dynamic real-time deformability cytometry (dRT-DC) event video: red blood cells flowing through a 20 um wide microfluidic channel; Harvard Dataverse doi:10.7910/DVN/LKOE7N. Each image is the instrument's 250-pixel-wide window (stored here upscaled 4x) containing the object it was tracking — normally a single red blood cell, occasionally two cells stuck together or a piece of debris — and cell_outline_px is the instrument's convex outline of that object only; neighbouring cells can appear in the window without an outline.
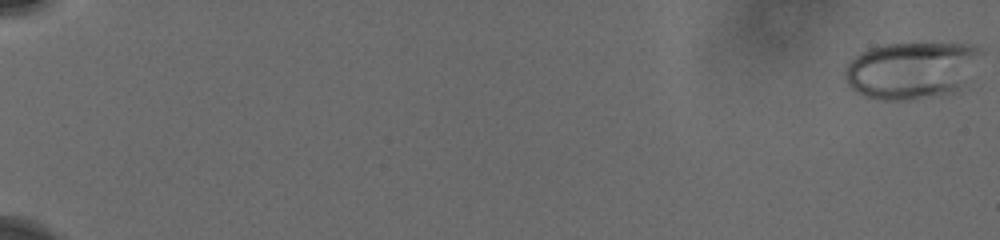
{"species": "human", "species_latin": "Homo sapiens", "temperature_condition": "cold", "stored_images_in_passage": 25, "camera_frame_rate_fps": 3000, "um_per_image_px": 0.085, "donor": {"sex": "male"}, "frame": {"image": 1, "passage_image": 1, "time_ms": 0.0, "image_size_px": [1000, 240], "cell_outline_px": [[980, 52], [964, 80], [952, 92], [936, 96], [908, 100], [880, 100], [864, 96], [856, 92], [848, 84], [844, 76], [844, 72], [848, 64], [856, 56], [868, 48], [884, 44], [968, 44], [976, 48]], "centroid_in_image_um": [77.35, 5.98], "position_along_channel_um": 7.7, "area_um2": 44.1}}
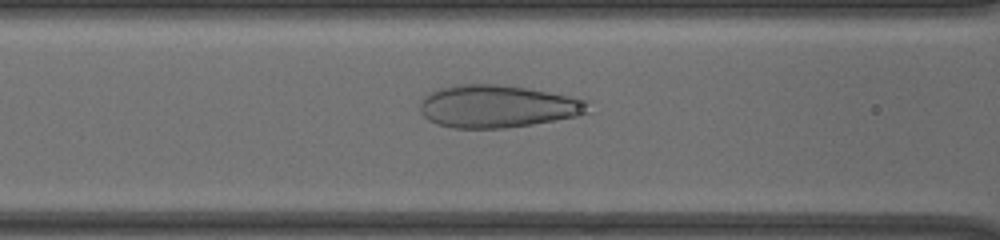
{"frame": {"image": 2, "passage_image": 23, "time_ms": 9.0, "image_size_px": [1000, 240], "cell_outline_px": [[592, 112], [580, 116], [532, 124], [504, 128], [452, 128], [436, 124], [428, 120], [424, 116], [420, 108], [420, 100], [428, 92], [436, 88], [456, 84], [496, 84], [528, 88], [580, 96], [588, 100]], "centroid_in_image_um": [42.35, 9.02], "position_along_channel_um": 124.2, "area_um2": 42.71}}